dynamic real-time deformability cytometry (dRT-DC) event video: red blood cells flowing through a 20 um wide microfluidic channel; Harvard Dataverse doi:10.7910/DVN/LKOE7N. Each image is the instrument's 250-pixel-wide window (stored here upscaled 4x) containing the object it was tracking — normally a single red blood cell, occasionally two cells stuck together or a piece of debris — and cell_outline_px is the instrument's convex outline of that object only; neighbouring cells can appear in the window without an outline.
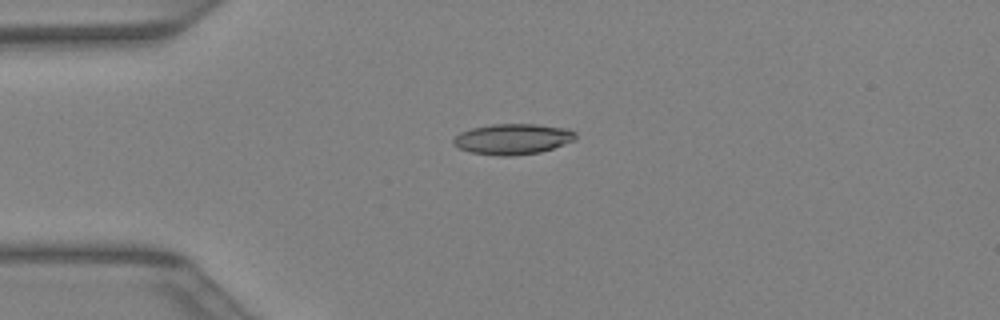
{"species": "Egyptian fruit bat (a non-hibernating species)", "species_latin": "Rousettus aegyptiacus", "temperature_condition": "warm", "stored_images_in_passage": 32, "camera_frame_rate_fps": 3000, "um_per_image_px": 0.085, "animal": {"sex": "female"}, "frame": {"image": 1, "passage_image": 1, "time_ms": 0.0, "image_size_px": [1000, 320], "cell_outline_px": [[576, 140], [540, 152], [512, 156], [500, 156], [472, 152], [460, 148], [452, 144], [452, 140], [460, 132], [472, 128], [492, 124], [536, 124], [568, 128], [576, 132]], "centroid_in_image_um": [43.6, 11.81], "position_along_channel_um": 41.4, "area_um2": 21.85}}
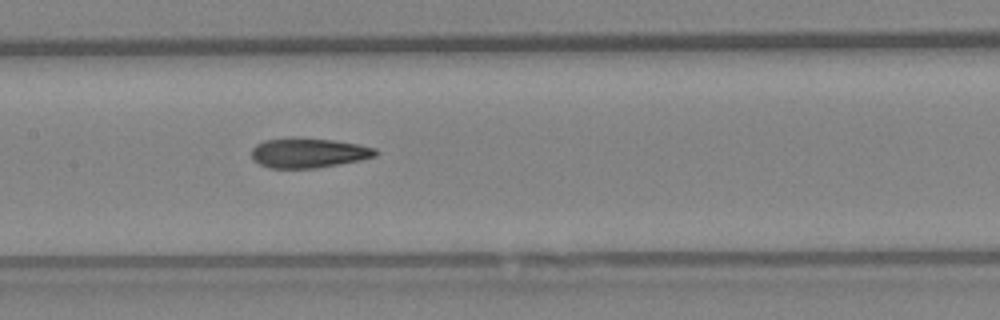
{"frame": {"image": 2, "passage_image": 11, "time_ms": 3.333, "image_size_px": [1000, 320], "cell_outline_px": [[380, 152], [376, 156], [360, 160], [316, 168], [272, 168], [260, 164], [252, 160], [252, 148], [256, 144], [264, 140], [292, 136], [296, 136], [332, 140], [356, 144], [376, 148]], "centroid_in_image_um": [26.2, 12.97], "position_along_channel_um": 181.2, "area_um2": 21.79}}
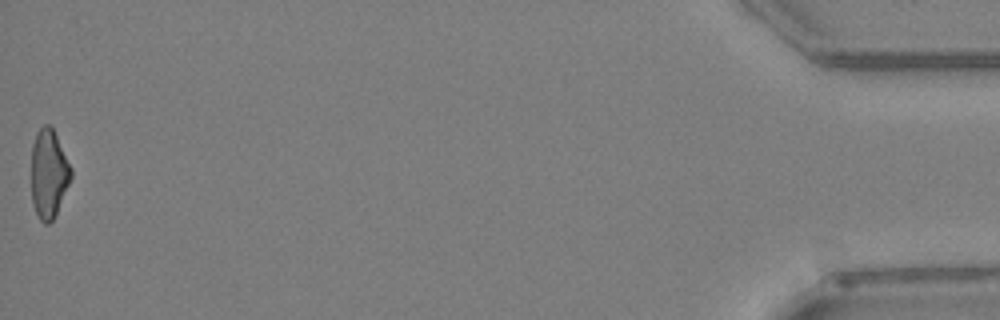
{"frame": {"image": 3, "passage_image": 32, "time_ms": 10.333, "image_size_px": [1000, 320], "cell_outline_px": [[72, 176], [56, 212], [52, 220], [48, 224], [44, 224], [40, 220], [32, 204], [32, 144], [36, 132], [44, 124], [48, 124], [52, 128], [72, 168]], "centroid_in_image_um": [4.13, 14.76], "position_along_channel_um": 431.1, "area_um2": 20.23}}